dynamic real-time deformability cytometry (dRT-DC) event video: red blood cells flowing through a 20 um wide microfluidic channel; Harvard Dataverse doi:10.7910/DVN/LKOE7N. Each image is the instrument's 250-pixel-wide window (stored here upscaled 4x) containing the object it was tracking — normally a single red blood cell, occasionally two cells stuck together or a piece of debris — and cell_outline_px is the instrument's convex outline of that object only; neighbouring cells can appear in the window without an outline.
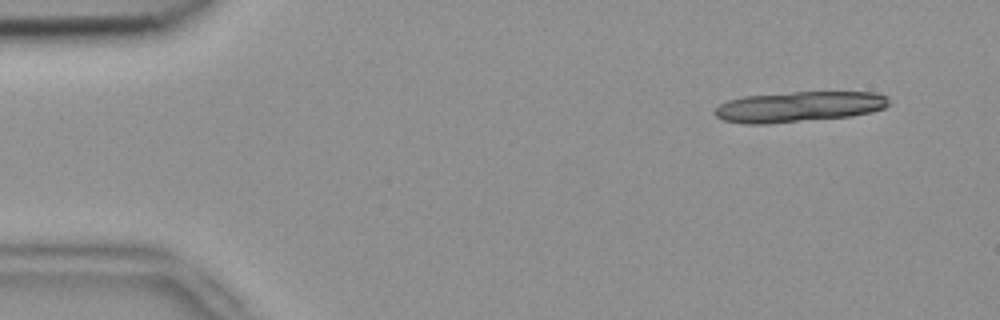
{"species": "common noctule bat (a hibernating species)", "species_latin": "Nyctalus noctula", "temperature_condition": "room temperature", "stored_images_in_passage": 5, "camera_frame_rate_fps": 3000, "um_per_image_px": 0.085, "animal": {"sex": "female", "body_mass_g": 18.4}, "frame": {"image": 1, "passage_image": 1, "time_ms": 0.0, "image_size_px": [1000, 320], "cell_outline_px": [[888, 104], [884, 108], [872, 112], [852, 116], [768, 124], [744, 124], [724, 120], [716, 116], [712, 112], [720, 104], [728, 100], [744, 96], [792, 92], [876, 92], [888, 96]], "centroid_in_image_um": [67.9, 9.07], "position_along_channel_um": 17.1, "area_um2": 31.1}}